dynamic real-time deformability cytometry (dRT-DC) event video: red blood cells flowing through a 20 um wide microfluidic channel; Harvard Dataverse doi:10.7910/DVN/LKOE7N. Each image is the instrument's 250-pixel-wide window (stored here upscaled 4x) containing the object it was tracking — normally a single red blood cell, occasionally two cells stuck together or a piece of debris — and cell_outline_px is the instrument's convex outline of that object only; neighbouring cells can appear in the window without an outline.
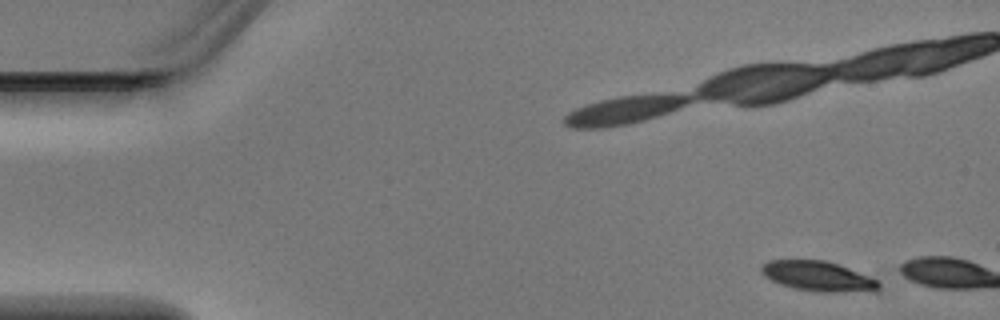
{"species": "Egyptian fruit bat (a non-hibernating species)", "species_latin": "Rousettus aegyptiacus", "temperature_condition": "warm", "stored_images_in_passage": 2, "camera_frame_rate_fps": 3000, "um_per_image_px": 0.085, "animal": {"sex": "male"}, "frame": {"image": 1, "passage_image": 1, "time_ms": 0.0, "image_size_px": [1000, 320], "cell_outline_px": [[880, 288], [876, 292], [820, 292], [796, 288], [780, 284], [764, 276], [760, 272], [760, 268], [768, 260], [824, 260], [848, 268], [868, 276], [876, 280], [880, 284]], "centroid_in_image_um": [69.55, 23.49], "position_along_channel_um": 15.5, "area_um2": 20.4}}